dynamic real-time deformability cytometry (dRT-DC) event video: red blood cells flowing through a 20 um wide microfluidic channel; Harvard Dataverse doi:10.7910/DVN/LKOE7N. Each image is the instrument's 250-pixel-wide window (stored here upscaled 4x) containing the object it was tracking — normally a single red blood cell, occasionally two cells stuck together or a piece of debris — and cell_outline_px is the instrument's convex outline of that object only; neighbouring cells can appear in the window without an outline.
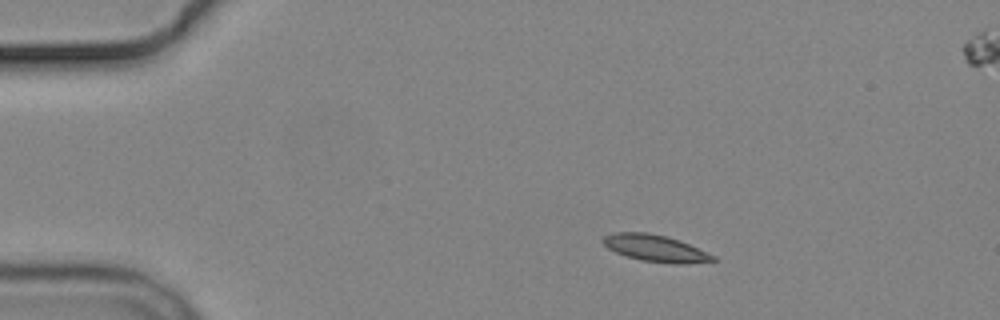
{"species": "common noctule bat (a hibernating species)", "species_latin": "Nyctalus noctula", "temperature_condition": "cold", "stored_images_in_passage": 2, "segment_of_instrument_passage": [1, 2], "camera_frame_rate_fps": 3000, "um_per_image_px": 0.085, "animal": {"sex": "male", "body_mass_g": 19.2, "forearm_length_mm": 51.8}, "frame": {"image": 1, "passage_image": 1, "time_ms": 0.0, "image_size_px": [1000, 320], "cell_outline_px": [[716, 260], [688, 264], [676, 264], [640, 260], [616, 252], [608, 248], [600, 240], [604, 236], [616, 232], [648, 232], [668, 236], [680, 240], [716, 256]], "centroid_in_image_um": [55.72, 21.09], "position_along_channel_um": 29.3, "area_um2": 17.22}}